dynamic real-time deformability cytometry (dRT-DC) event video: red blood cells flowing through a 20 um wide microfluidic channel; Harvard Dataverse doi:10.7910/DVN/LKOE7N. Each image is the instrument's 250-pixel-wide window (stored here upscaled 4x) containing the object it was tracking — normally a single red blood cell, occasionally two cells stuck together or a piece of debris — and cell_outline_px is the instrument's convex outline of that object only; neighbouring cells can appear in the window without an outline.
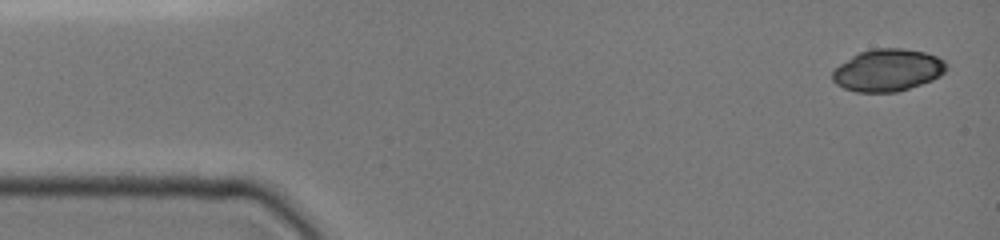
{"species": "common noctule bat (a hibernating species)", "species_latin": "Nyctalus noctula", "temperature_condition": "cold", "stored_images_in_passage": 4, "camera_frame_rate_fps": 3000, "um_per_image_px": 0.085, "animal": {"sex": "female", "body_mass_g": 19.0, "forearm_length_mm": 51.5}, "frame": {"image": 1, "passage_image": 1, "time_ms": 0.0, "image_size_px": [1000, 240], "cell_outline_px": [[948, 68], [940, 76], [932, 80], [896, 92], [856, 92], [844, 88], [836, 84], [832, 80], [832, 72], [840, 64], [852, 56], [860, 52], [872, 48], [904, 48], [924, 52], [936, 56], [944, 60], [948, 64]], "centroid_in_image_um": [75.46, 5.96], "position_along_channel_um": 9.5, "area_um2": 28.03}}
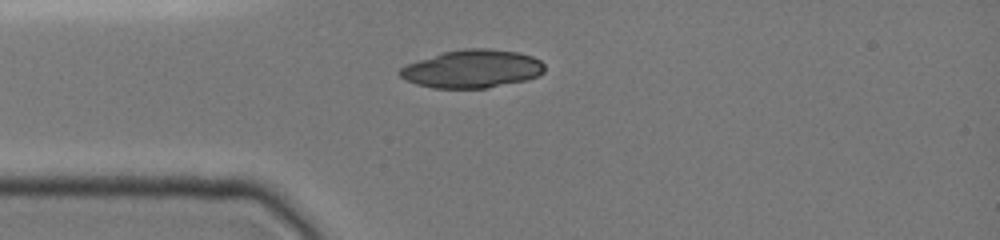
{"frame": {"image": 2, "passage_image": 4, "time_ms": 3.333, "image_size_px": [1000, 240], "cell_outline_px": [[544, 72], [536, 76], [524, 80], [488, 88], [432, 88], [416, 84], [404, 80], [400, 76], [400, 68], [408, 64], [444, 52], [464, 48], [488, 48], [516, 52], [532, 56], [540, 60], [544, 64]], "centroid_in_image_um": [40.14, 5.86], "position_along_channel_um": 44.9, "area_um2": 31.85}}